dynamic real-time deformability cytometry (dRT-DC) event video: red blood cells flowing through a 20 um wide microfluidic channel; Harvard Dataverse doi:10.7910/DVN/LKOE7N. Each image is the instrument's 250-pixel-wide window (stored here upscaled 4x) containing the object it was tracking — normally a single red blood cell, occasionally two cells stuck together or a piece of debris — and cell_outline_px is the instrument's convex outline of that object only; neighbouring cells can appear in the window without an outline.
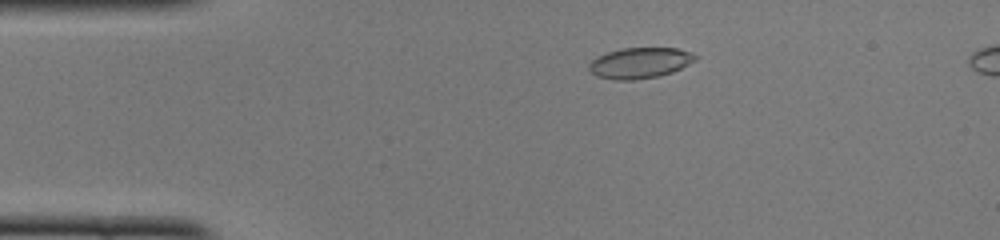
{"species": "common noctule bat (a hibernating species)", "species_latin": "Nyctalus noctula", "temperature_condition": "cold", "stored_images_in_passage": 48, "camera_frame_rate_fps": 3000, "um_per_image_px": 0.085, "animal": {"sex": "female", "body_mass_g": 22.0, "forearm_length_mm": 56.7}, "frame": {"image": 1, "passage_image": 8, "time_ms": 2.333, "image_size_px": [1000, 240], "cell_outline_px": [[700, 56], [696, 60], [672, 72], [656, 76], [632, 80], [612, 80], [596, 76], [588, 68], [588, 64], [596, 56], [620, 48], [676, 48], [692, 52]], "centroid_in_image_um": [54.38, 5.34], "position_along_channel_um": 30.6, "area_um2": 19.13}}
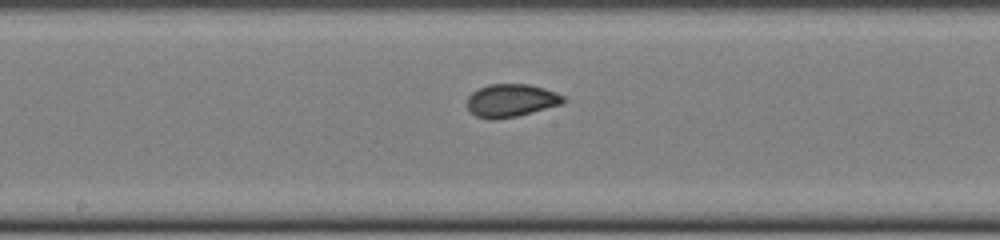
{"frame": {"image": 2, "passage_image": 24, "time_ms": 7.667, "image_size_px": [1000, 240], "cell_outline_px": [[568, 100], [560, 104], [532, 112], [516, 116], [496, 120], [488, 120], [476, 116], [468, 108], [468, 96], [472, 92], [488, 84], [528, 84], [544, 88], [556, 92], [564, 96]], "centroid_in_image_um": [43.45, 8.54], "position_along_channel_um": 204.8, "area_um2": 18.44}}
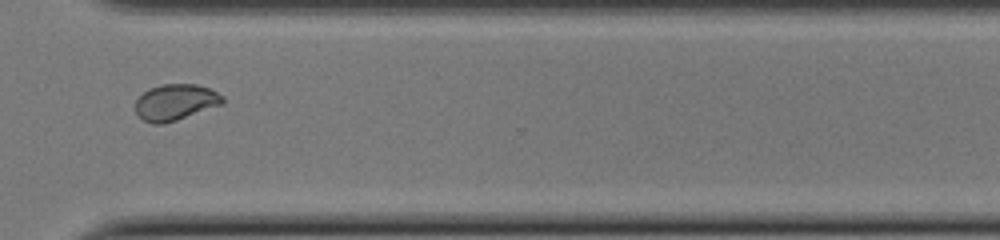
{"frame": {"image": 3, "passage_image": 35, "time_ms": 11.333, "image_size_px": [1000, 240], "cell_outline_px": [[224, 104], [164, 124], [152, 124], [144, 120], [136, 112], [136, 100], [148, 88], [160, 84], [196, 84], [208, 88], [224, 96]], "centroid_in_image_um": [14.92, 8.68], "position_along_channel_um": 355.7, "area_um2": 18.38}}